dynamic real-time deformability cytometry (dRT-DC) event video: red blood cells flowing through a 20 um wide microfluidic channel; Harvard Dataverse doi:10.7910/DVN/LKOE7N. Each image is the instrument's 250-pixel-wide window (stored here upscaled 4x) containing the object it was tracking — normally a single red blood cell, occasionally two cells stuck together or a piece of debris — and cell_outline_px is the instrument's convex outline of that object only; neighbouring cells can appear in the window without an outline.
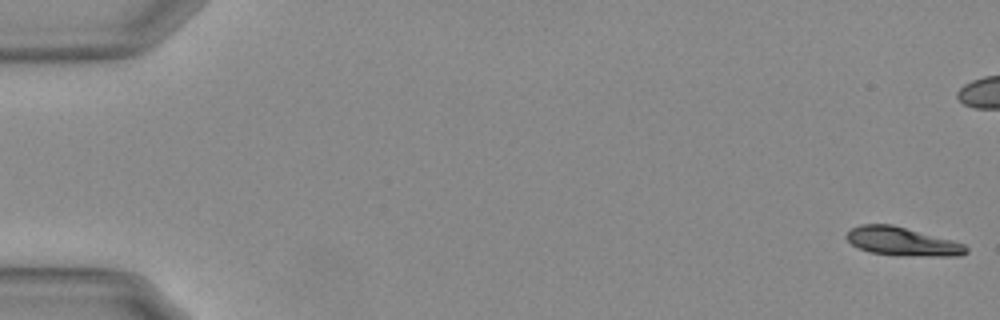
{"species": "Egyptian fruit bat (a non-hibernating species)", "species_latin": "Rousettus aegyptiacus", "temperature_condition": "warm", "stored_images_in_passage": 57, "camera_frame_rate_fps": 3000, "um_per_image_px": 0.085, "animal": {"sex": "female"}, "frame": {"image": 1, "passage_image": 1, "time_ms": 0.0, "image_size_px": [1000, 320], "cell_outline_px": [[968, 252], [960, 256], [924, 256], [868, 252], [852, 244], [844, 236], [852, 228], [860, 224], [892, 224], [952, 240], [964, 244], [968, 248]], "centroid_in_image_um": [76.71, 20.51], "position_along_channel_um": 8.3, "area_um2": 19.65}}
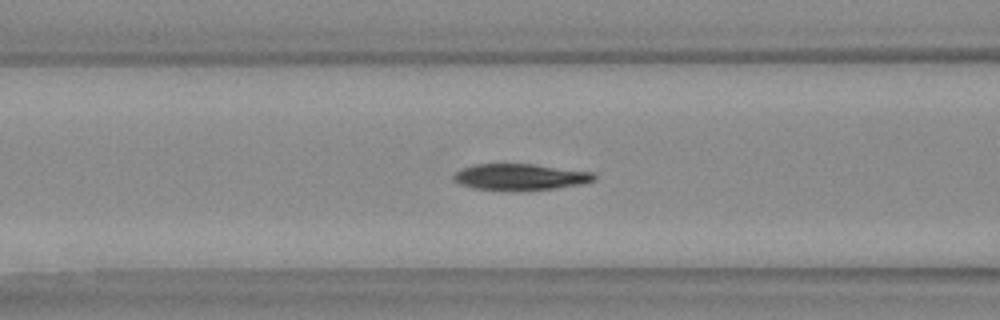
{"frame": {"image": 2, "passage_image": 23, "time_ms": 7.333, "image_size_px": [1000, 320], "cell_outline_px": [[596, 180], [580, 184], [552, 188], [472, 188], [460, 184], [452, 180], [452, 176], [456, 172], [464, 168], [476, 164], [532, 164], [592, 172], [596, 176]], "centroid_in_image_um": [44.2, 15.0], "position_along_channel_um": 122.4, "area_um2": 20.52}}
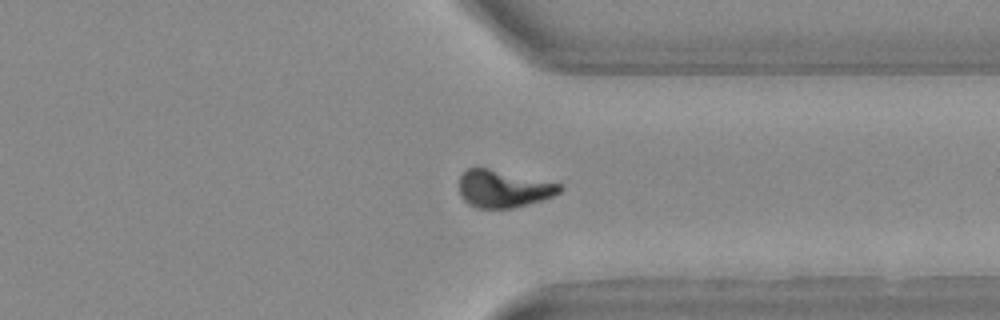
{"frame": {"image": 3, "passage_image": 43, "time_ms": 14.0, "image_size_px": [1000, 320], "cell_outline_px": [[564, 188], [560, 192], [552, 196], [540, 200], [512, 208], [476, 208], [468, 204], [464, 200], [460, 192], [460, 176], [468, 168], [488, 168], [560, 184]], "centroid_in_image_um": [42.76, 16.05], "position_along_channel_um": 368.6, "area_um2": 21.5}, "authors_computed_cell_mechanics": {"area_um2": 21.2126, "velocity_mm_per_s": 3.6996, "shape_relaxation_time_tau1_ms": 4.2098, "shape_relaxation_time_tau2_ms": 4.2617, "deformation_change_tau1": 0.1811, "deformation_change_tau2": 0.0872}}